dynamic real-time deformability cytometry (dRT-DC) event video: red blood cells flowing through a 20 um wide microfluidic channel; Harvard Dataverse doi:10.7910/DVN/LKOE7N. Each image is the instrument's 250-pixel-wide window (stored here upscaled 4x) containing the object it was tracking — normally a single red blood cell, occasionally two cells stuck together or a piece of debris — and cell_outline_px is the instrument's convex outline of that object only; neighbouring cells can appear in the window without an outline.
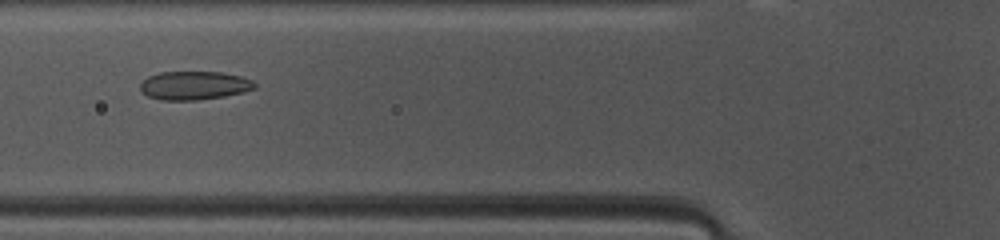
{"species": "common noctule bat (a hibernating species)", "species_latin": "Nyctalus noctula", "temperature_condition": "warm", "stored_images_in_passage": 42, "camera_frame_rate_fps": 3000, "um_per_image_px": 0.085, "animal": {"sex": "female", "body_mass_g": 10.0, "forearm_length_mm": 53.1}, "frame": {"image": 1, "passage_image": 13, "time_ms": 4.0, "image_size_px": [1000, 240], "cell_outline_px": [[256, 88], [244, 92], [224, 96], [196, 100], [160, 100], [148, 96], [140, 92], [140, 84], [148, 76], [160, 72], [220, 72], [240, 76], [252, 80], [256, 84]], "centroid_in_image_um": [16.49, 7.27], "position_along_channel_um": 109.3, "area_um2": 19.07}}
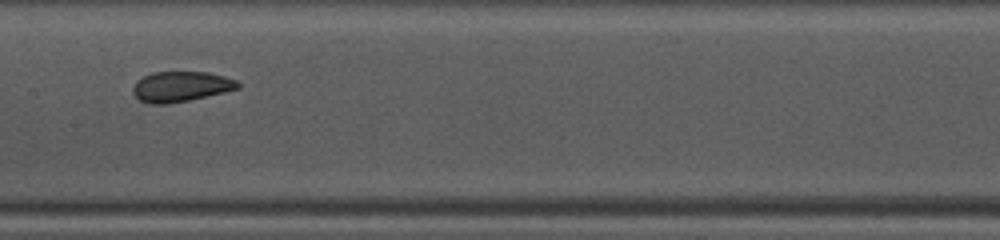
{"frame": {"image": 2, "passage_image": 19, "time_ms": 6.0, "image_size_px": [1000, 240], "cell_outline_px": [[240, 88], [224, 92], [188, 100], [168, 104], [148, 104], [140, 100], [132, 92], [132, 88], [136, 80], [152, 72], [208, 72], [224, 76], [236, 80], [240, 84]], "centroid_in_image_um": [15.35, 7.36], "position_along_channel_um": 192.0, "area_um2": 18.55}}
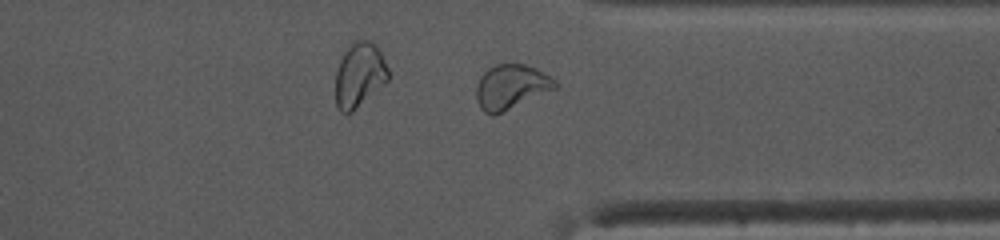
{"frame": {"image": 3, "passage_image": 32, "time_ms": 10.333, "image_size_px": [1000, 240], "cell_outline_px": [[560, 84], [556, 88], [492, 116], [484, 112], [480, 108], [476, 100], [476, 88], [480, 76], [488, 68], [496, 64], [524, 64], [536, 68], [552, 76]], "centroid_in_image_um": [43.44, 7.36], "position_along_channel_um": 368.0, "area_um2": 20.46}, "authors_computed_cell_mechanics": {"area_um2": 19.6809, "velocity_mm_per_s": 4.1163, "shape_relaxation_time_tau1_ms": null, "shape_relaxation_time_tau2_ms": 1.4923, "deformation_change_tau1": null, "deformation_change_tau2": 0.0705}}